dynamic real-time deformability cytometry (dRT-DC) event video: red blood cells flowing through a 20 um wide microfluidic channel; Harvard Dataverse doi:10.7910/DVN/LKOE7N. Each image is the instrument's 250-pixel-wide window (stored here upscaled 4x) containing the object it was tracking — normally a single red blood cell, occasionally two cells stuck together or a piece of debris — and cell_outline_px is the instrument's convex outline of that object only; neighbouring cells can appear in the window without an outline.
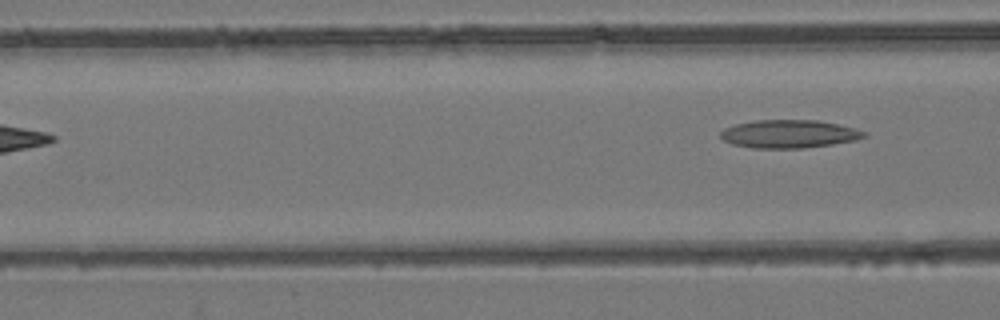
{"species": "common noctule bat (a hibernating species)", "species_latin": "Nyctalus noctula", "temperature_condition": "room temperature", "stored_images_in_passage": 5, "camera_frame_rate_fps": 3000, "um_per_image_px": 0.085, "animal": {"sex": "female", "body_mass_g": 24.6, "forearm_length_mm": 56.2}, "frame": {"image": 1, "passage_image": 5, "time_ms": 1.333, "image_size_px": [1000, 320], "cell_outline_px": [[868, 136], [856, 140], [832, 144], [804, 148], [752, 148], [732, 144], [724, 140], [720, 136], [720, 132], [724, 128], [736, 124], [752, 120], [820, 120], [856, 128], [868, 132]], "centroid_in_image_um": [67.1, 11.38], "position_along_channel_um": 99.5, "area_um2": 23.76}}